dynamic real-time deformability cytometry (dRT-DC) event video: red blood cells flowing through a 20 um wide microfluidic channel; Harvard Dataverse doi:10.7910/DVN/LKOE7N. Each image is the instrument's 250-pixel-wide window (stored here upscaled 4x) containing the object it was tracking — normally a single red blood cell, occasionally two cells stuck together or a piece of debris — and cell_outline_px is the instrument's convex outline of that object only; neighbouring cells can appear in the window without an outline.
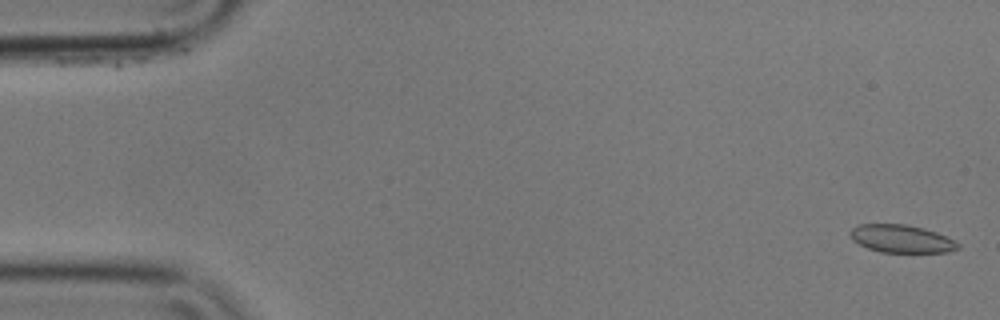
{"species": "common noctule bat (a hibernating species)", "species_latin": "Nyctalus noctula", "temperature_condition": "cold", "stored_images_in_passage": 58, "camera_frame_rate_fps": 3000, "um_per_image_px": 0.085, "animal": {"sex": "male", "body_mass_g": 17.9}, "frame": {"image": 1, "passage_image": 2, "time_ms": 0.333, "image_size_px": [1000, 320], "cell_outline_px": [[960, 248], [948, 252], [880, 252], [868, 248], [852, 240], [848, 232], [852, 228], [860, 224], [904, 224], [924, 228], [936, 232], [956, 240], [960, 244]], "centroid_in_image_um": [76.64, 20.29], "position_along_channel_um": 8.4, "area_um2": 17.57}}
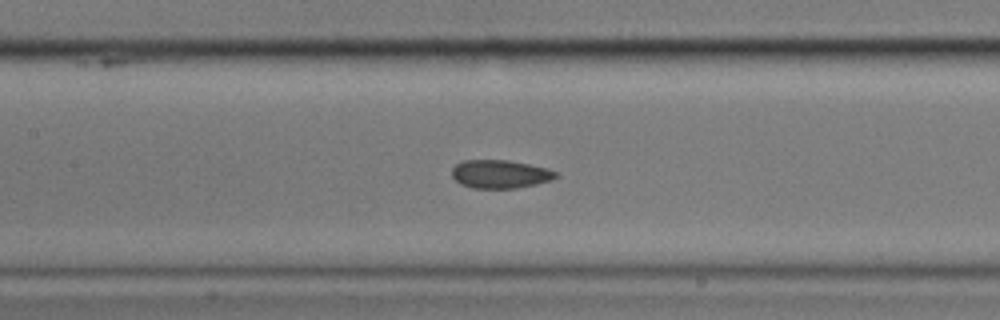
{"frame": {"image": 2, "passage_image": 26, "time_ms": 8.333, "image_size_px": [1000, 320], "cell_outline_px": [[556, 176], [552, 180], [536, 184], [516, 188], [472, 188], [460, 184], [452, 176], [452, 168], [460, 160], [508, 160], [548, 168], [556, 172]], "centroid_in_image_um": [42.48, 14.79], "position_along_channel_um": 164.9, "area_um2": 17.17}}
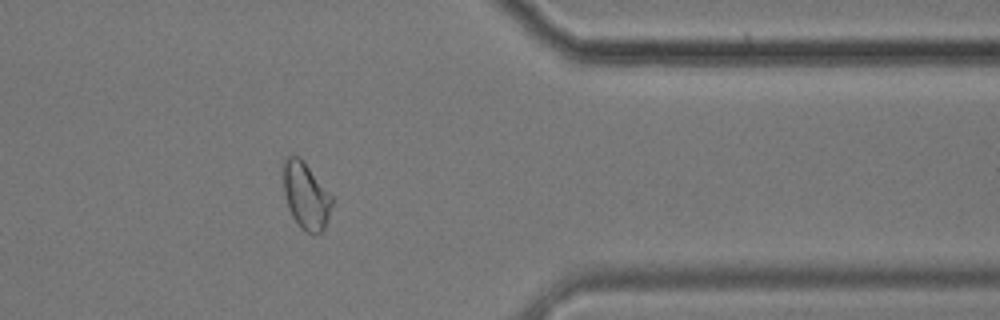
{"frame": {"image": 3, "passage_image": 46, "time_ms": 15.0, "image_size_px": [1000, 320], "cell_outline_px": [[332, 204], [324, 232], [308, 232], [300, 228], [292, 216], [288, 208], [284, 192], [284, 156], [300, 156], [332, 196]], "centroid_in_image_um": [26.0, 16.63], "position_along_channel_um": 385.4, "area_um2": 18.73}, "authors_computed_cell_mechanics": {"area_um2": 18.207, "velocity_mm_per_s": 3.5449, "shape_relaxation_time_tau1_ms": 7.9826, "shape_relaxation_time_tau2_ms": 2.2508, "deformation_change_tau1": 0.1051, "deformation_change_tau2": 0.0597}}